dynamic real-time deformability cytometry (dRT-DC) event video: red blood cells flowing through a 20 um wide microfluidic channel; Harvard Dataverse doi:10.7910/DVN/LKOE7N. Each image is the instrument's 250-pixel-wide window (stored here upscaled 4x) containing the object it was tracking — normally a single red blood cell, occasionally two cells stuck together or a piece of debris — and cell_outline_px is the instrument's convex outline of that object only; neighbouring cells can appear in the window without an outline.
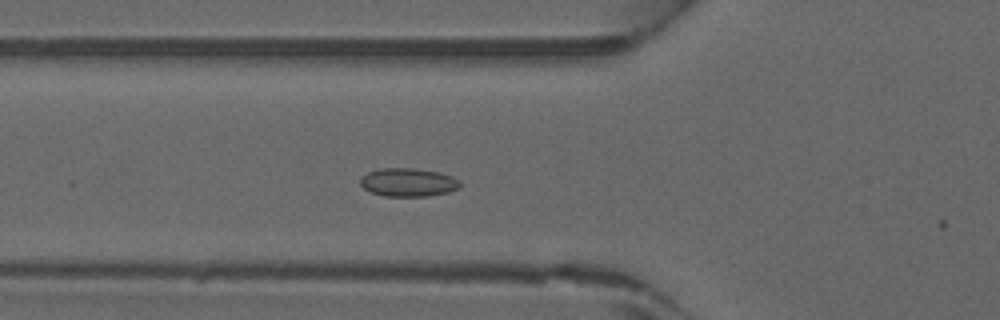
{"species": "common noctule bat (a hibernating species)", "species_latin": "Nyctalus noctula", "temperature_condition": "warm", "stored_images_in_passage": 7, "camera_frame_rate_fps": 3000, "um_per_image_px": 0.085, "animal": {"sex": "male", "forearm_length_mm": 52.5}, "frame": {"image": 1, "passage_image": 3, "time_ms": 0.667, "image_size_px": [1000, 320], "cell_outline_px": [[460, 188], [448, 192], [428, 196], [384, 196], [372, 192], [364, 188], [360, 184], [360, 176], [368, 172], [380, 168], [416, 168], [440, 172], [452, 176], [460, 180]], "centroid_in_image_um": [34.7, 15.49], "position_along_channel_um": 91.1, "area_um2": 16.65}}
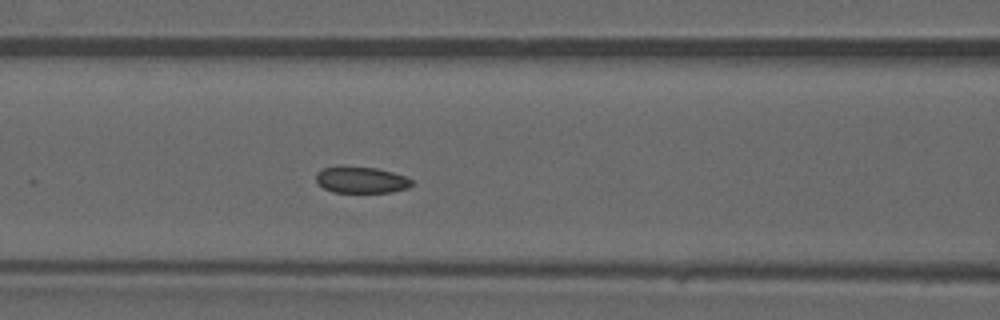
{"frame": {"image": 2, "passage_image": 6, "time_ms": 1.667, "image_size_px": [1000, 320], "cell_outline_px": [[412, 184], [408, 188], [392, 192], [332, 192], [324, 188], [316, 180], [316, 172], [324, 168], [376, 168], [392, 172], [404, 176], [412, 180]], "centroid_in_image_um": [30.73, 15.32], "position_along_channel_um": 135.9, "area_um2": 14.22}}